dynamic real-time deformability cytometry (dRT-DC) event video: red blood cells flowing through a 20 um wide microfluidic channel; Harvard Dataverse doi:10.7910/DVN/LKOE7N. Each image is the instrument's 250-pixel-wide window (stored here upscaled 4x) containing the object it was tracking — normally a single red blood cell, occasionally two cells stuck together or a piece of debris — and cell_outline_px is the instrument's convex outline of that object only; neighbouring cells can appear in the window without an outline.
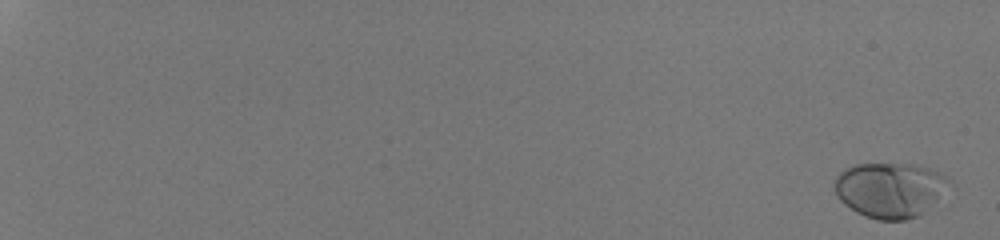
{"species": "human", "species_latin": "Homo sapiens", "temperature_condition": "room temperature", "stored_images_in_passage": 23, "camera_frame_rate_fps": 3000, "um_per_image_px": 0.085, "donor": {"sex": "male"}, "frame": {"image": 1, "passage_image": 2, "time_ms": 0.333, "image_size_px": [1000, 240], "cell_outline_px": [[952, 180], [936, 200], [920, 216], [904, 220], [880, 220], [864, 216], [856, 212], [844, 204], [836, 196], [832, 180], [840, 172], [856, 164], [916, 164], [940, 172], [948, 176]], "centroid_in_image_um": [75.62, 16.13], "position_along_channel_um": 9.4, "area_um2": 36.93}}
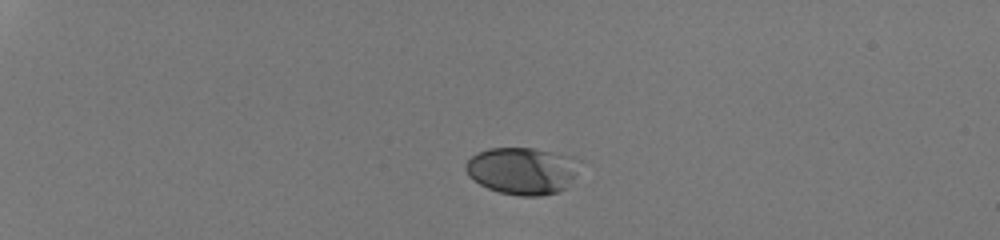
{"frame": {"image": 2, "passage_image": 17, "time_ms": 5.333, "image_size_px": [1000, 240], "cell_outline_px": [[572, 176], [564, 188], [556, 192], [540, 196], [520, 196], [500, 192], [488, 188], [472, 180], [468, 176], [464, 168], [468, 160], [476, 152], [488, 148], [532, 148], [572, 156]], "centroid_in_image_um": [44.23, 14.51], "position_along_channel_um": 40.8, "area_um2": 30.4}}